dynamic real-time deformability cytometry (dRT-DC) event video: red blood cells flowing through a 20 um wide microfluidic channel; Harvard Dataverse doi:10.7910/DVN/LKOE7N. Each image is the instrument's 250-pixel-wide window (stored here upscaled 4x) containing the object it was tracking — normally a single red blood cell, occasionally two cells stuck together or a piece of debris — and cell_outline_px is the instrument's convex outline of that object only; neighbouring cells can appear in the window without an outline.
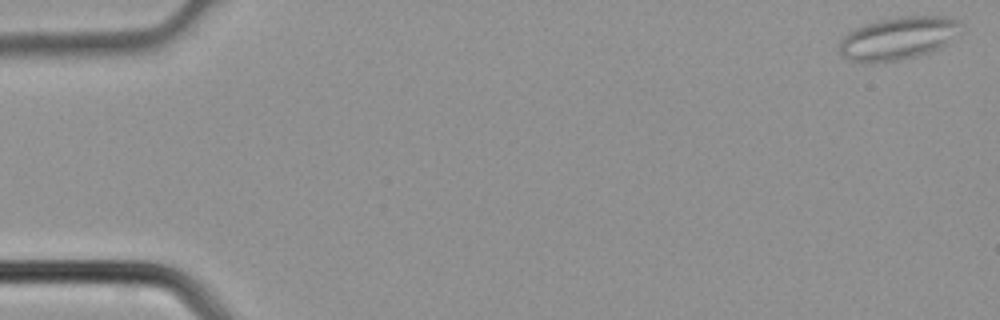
{"species": "common noctule bat (a hibernating species)", "species_latin": "Nyctalus noctula", "temperature_condition": "cold", "stored_images_in_passage": 4, "camera_frame_rate_fps": 3000, "um_per_image_px": 0.085, "animal": {"sex": "male", "body_mass_g": 21.5, "forearm_length_mm": 52.0}, "frame": {"image": 1, "passage_image": 1, "time_ms": 0.0, "image_size_px": [1000, 320], "cell_outline_px": [[964, 28], [944, 44], [928, 52], [916, 56], [900, 60], [852, 60], [840, 56], [840, 40], [848, 32], [864, 24], [880, 20], [900, 16], [948, 16], [960, 20], [964, 24]], "centroid_in_image_um": [76.39, 3.2], "position_along_channel_um": 8.6, "area_um2": 29.77}}